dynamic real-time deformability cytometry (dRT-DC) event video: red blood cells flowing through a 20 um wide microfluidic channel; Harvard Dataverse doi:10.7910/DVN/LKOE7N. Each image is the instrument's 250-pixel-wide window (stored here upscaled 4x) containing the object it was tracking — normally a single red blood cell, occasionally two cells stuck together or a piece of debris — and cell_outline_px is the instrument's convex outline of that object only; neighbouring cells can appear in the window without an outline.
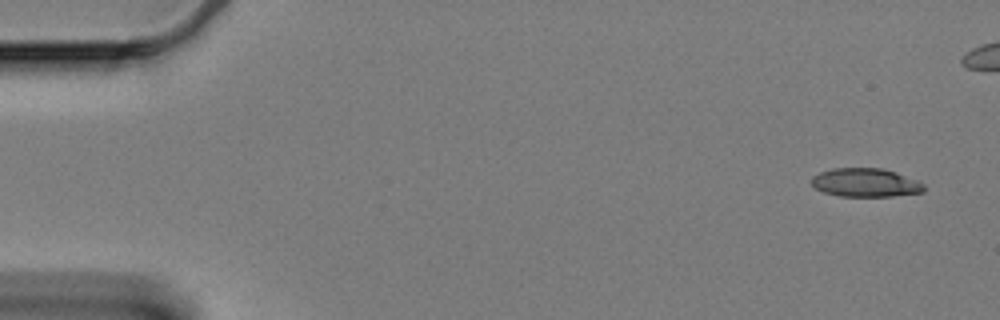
{"species": "Egyptian fruit bat (a non-hibernating species)", "species_latin": "Rousettus aegyptiacus", "temperature_condition": "cold", "stored_images_in_passage": 8, "camera_frame_rate_fps": 3000, "um_per_image_px": 0.085, "animal": {"sex": "female"}, "frame": {"image": 1, "passage_image": 1, "time_ms": 0.0, "image_size_px": [1000, 320], "cell_outline_px": [[924, 192], [892, 196], [840, 196], [824, 192], [816, 188], [812, 184], [812, 176], [820, 172], [832, 168], [884, 168], [896, 172], [916, 180], [924, 184]], "centroid_in_image_um": [73.57, 15.51], "position_along_channel_um": 11.4, "area_um2": 18.67}}